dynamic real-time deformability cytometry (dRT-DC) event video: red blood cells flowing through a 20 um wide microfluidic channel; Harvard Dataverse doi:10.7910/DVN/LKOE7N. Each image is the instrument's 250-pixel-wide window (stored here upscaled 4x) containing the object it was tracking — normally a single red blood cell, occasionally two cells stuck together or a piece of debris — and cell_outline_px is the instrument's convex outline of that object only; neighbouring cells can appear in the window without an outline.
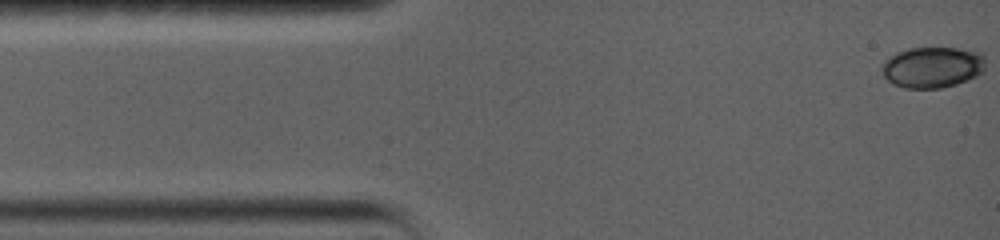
{"species": "common noctule bat (a hibernating species)", "species_latin": "Nyctalus noctula", "temperature_condition": "warm", "stored_images_in_passage": 51, "camera_frame_rate_fps": 5000, "um_per_image_px": 0.085, "animal": {"sex": "female", "body_mass_g": 19.0, "forearm_length_mm": 56.7}, "frame": {"image": 1, "passage_image": 1, "time_ms": 0.0, "image_size_px": [1000, 240], "cell_outline_px": [[984, 72], [976, 76], [956, 84], [940, 88], [904, 88], [892, 84], [884, 76], [880, 68], [880, 64], [888, 56], [896, 52], [908, 48], [972, 48], [980, 52], [984, 56]], "centroid_in_image_um": [79.24, 5.7], "position_along_channel_um": 5.8, "area_um2": 25.26}}
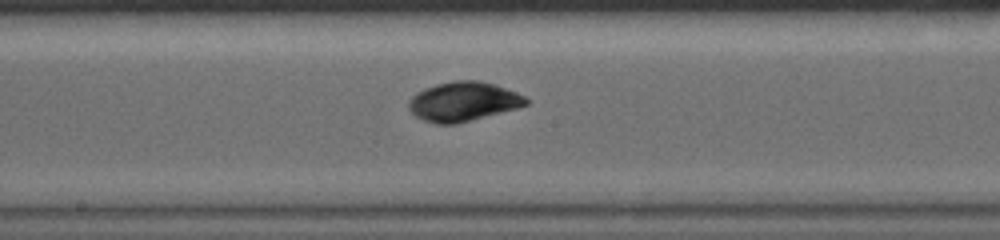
{"frame": {"image": 2, "passage_image": 22, "time_ms": 8.0, "image_size_px": [1000, 240], "cell_outline_px": [[528, 104], [516, 108], [456, 124], [436, 124], [424, 120], [416, 116], [408, 108], [408, 100], [416, 92], [424, 88], [436, 84], [456, 80], [480, 80], [516, 92], [524, 96], [528, 100]], "centroid_in_image_um": [39.33, 8.63], "position_along_channel_um": 208.9, "area_um2": 26.7}}
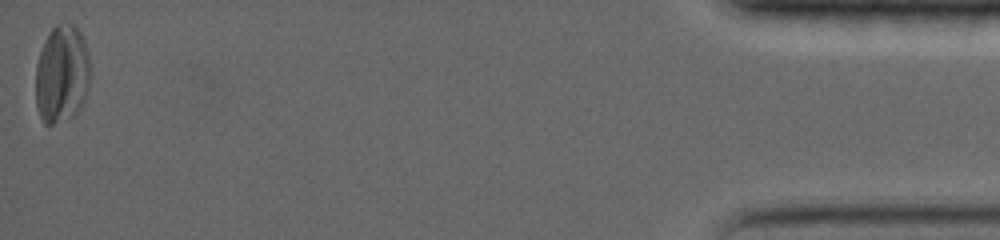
{"frame": {"image": 3, "passage_image": 51, "time_ms": 18.0, "image_size_px": [1000, 240], "cell_outline_px": [[88, 88], [84, 104], [80, 112], [72, 116], [52, 124], [44, 124], [40, 116], [36, 104], [36, 64], [44, 40], [48, 32], [56, 24], [72, 24], [80, 32], [84, 40], [88, 52]], "centroid_in_image_um": [5.25, 6.32], "position_along_channel_um": 430.0, "area_um2": 31.21}, "authors_computed_cell_mechanics": {"area_um2": 25.8944, "velocity_mm_per_s": 3.5469, "shape_relaxation_time_tau1_ms": 3.3017, "shape_relaxation_time_tau2_ms": 8.6396, "deformation_change_tau1": 0.0853, "deformation_change_tau2": 0.1095}}